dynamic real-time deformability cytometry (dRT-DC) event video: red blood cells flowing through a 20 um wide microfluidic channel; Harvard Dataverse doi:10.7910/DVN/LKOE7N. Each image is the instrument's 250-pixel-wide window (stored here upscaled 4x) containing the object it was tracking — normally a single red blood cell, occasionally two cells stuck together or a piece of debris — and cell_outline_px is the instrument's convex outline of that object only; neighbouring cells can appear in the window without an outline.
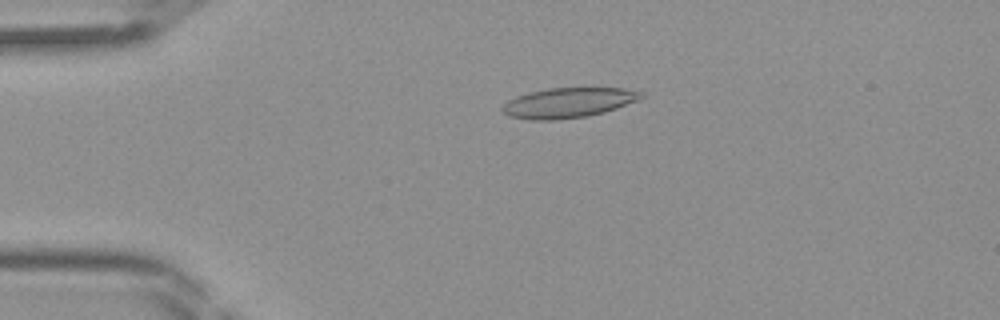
{"species": "Egyptian fruit bat (a non-hibernating species)", "species_latin": "Rousettus aegyptiacus", "temperature_condition": "room temperature", "stored_images_in_passage": 35, "camera_frame_rate_fps": 3000, "um_per_image_px": 0.085, "frame": {"image": 1, "passage_image": 1, "time_ms": 0.0, "image_size_px": [1000, 320], "cell_outline_px": [[644, 96], [636, 100], [616, 108], [604, 112], [588, 116], [560, 120], [528, 120], [508, 116], [500, 108], [508, 100], [516, 96], [548, 88], [624, 88], [644, 92]], "centroid_in_image_um": [48.28, 8.74], "position_along_channel_um": 36.7, "area_um2": 24.28}}
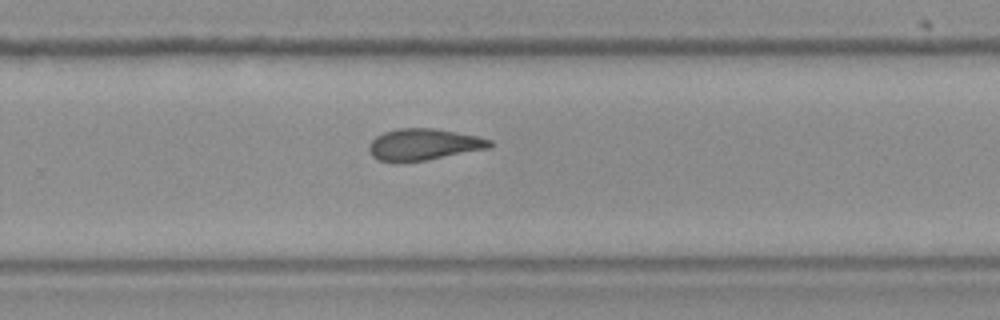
{"frame": {"image": 2, "passage_image": 20, "time_ms": 6.333, "image_size_px": [1000, 320], "cell_outline_px": [[492, 148], [428, 160], [404, 164], [396, 164], [376, 160], [372, 156], [368, 148], [368, 144], [376, 136], [384, 132], [396, 128], [432, 128], [456, 132], [476, 136], [492, 140]], "centroid_in_image_um": [35.97, 12.32], "position_along_channel_um": 293.8, "area_um2": 22.89}}
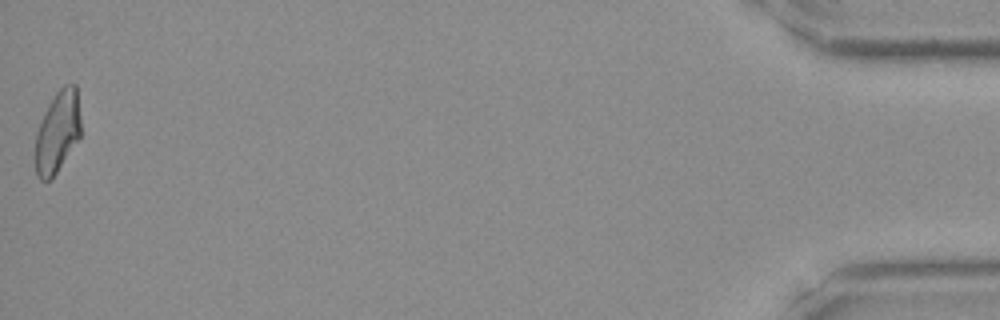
{"frame": {"image": 3, "passage_image": 35, "time_ms": 11.333, "image_size_px": [1000, 320], "cell_outline_px": [[80, 136], [52, 180], [40, 180], [36, 176], [36, 132], [44, 112], [48, 104], [56, 92], [64, 84], [76, 84], [80, 116]], "centroid_in_image_um": [4.89, 11.21], "position_along_channel_um": 430.3, "area_um2": 21.62}}